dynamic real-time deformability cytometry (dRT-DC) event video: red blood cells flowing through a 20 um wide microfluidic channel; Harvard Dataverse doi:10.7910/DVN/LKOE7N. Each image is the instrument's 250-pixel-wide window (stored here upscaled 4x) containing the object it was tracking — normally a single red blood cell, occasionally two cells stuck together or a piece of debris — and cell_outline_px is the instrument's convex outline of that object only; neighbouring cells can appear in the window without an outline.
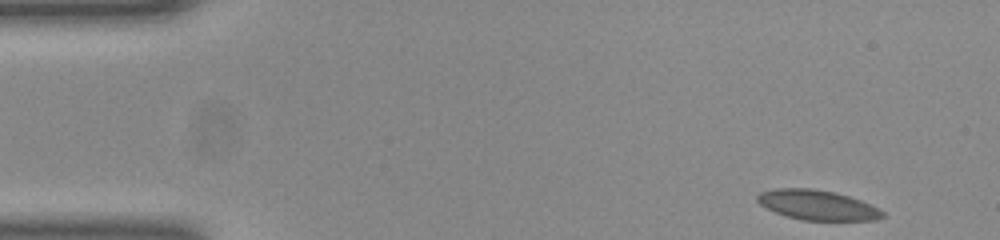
{"species": "common noctule bat (a hibernating species)", "species_latin": "Nyctalus noctula", "temperature_condition": "room temperature", "stored_images_in_passage": 50, "camera_frame_rate_fps": 3000, "um_per_image_px": 0.085, "animal": {"sex": "female", "body_mass_g": 23.0, "forearm_length_mm": 53.4}, "frame": {"image": 1, "passage_image": 1, "time_ms": 0.0, "image_size_px": [1000, 240], "cell_outline_px": [[884, 216], [876, 220], [804, 220], [788, 216], [776, 212], [760, 204], [756, 200], [756, 196], [760, 192], [776, 188], [812, 188], [836, 192], [860, 200], [884, 212]], "centroid_in_image_um": [69.45, 17.41], "position_along_channel_um": 15.5, "area_um2": 21.56}}
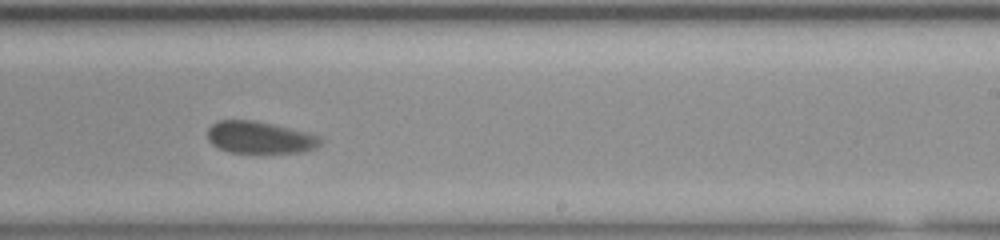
{"frame": {"image": 2, "passage_image": 29, "time_ms": 9.333, "image_size_px": [1000, 240], "cell_outline_px": [[324, 140], [316, 148], [304, 152], [228, 152], [212, 144], [208, 140], [208, 128], [216, 120], [256, 120], [320, 136]], "centroid_in_image_um": [22.08, 11.68], "position_along_channel_um": 266.9, "area_um2": 20.98}}
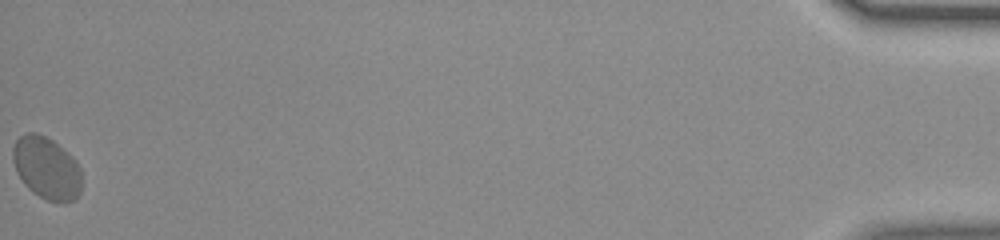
{"frame": {"image": 3, "passage_image": 50, "time_ms": 16.333, "image_size_px": [1000, 240], "cell_outline_px": [[80, 192], [72, 200], [64, 204], [48, 200], [32, 192], [24, 184], [16, 172], [12, 160], [12, 148], [16, 140], [24, 132], [36, 132], [52, 140], [72, 156], [76, 160], [80, 168]], "centroid_in_image_um": [3.93, 14.27], "position_along_channel_um": 431.3, "area_um2": 25.09}, "authors_computed_cell_mechanics": {"area_um2": 22.1952, "velocity_mm_per_s": 3.8279, "shape_relaxation_time_tau1_ms": null, "shape_relaxation_time_tau2_ms": 0.623, "deformation_change_tau1": null, "deformation_change_tau2": 0.0413}}